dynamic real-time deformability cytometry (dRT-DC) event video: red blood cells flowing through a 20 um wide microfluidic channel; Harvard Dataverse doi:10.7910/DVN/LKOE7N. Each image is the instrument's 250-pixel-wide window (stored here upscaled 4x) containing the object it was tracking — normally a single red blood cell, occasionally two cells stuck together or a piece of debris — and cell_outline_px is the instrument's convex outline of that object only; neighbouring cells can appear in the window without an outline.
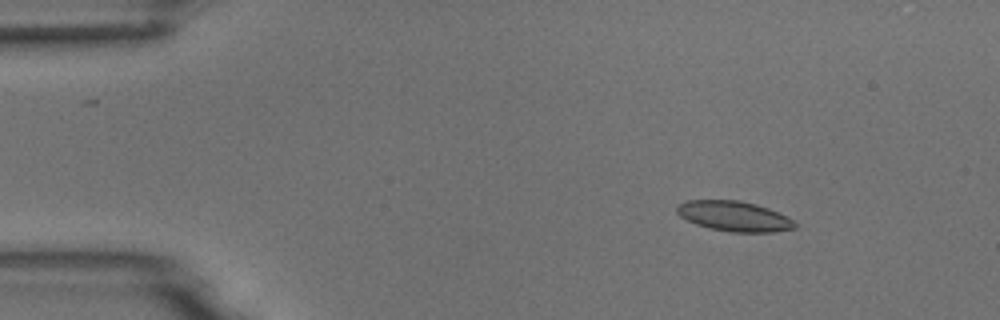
{"species": "common noctule bat (a hibernating species)", "species_latin": "Nyctalus noctula", "temperature_condition": "room temperature", "stored_images_in_passage": 3, "camera_frame_rate_fps": 3000, "um_per_image_px": 0.085, "animal": {"sex": "male", "body_mass_g": 18.8}, "frame": {"image": 1, "passage_image": 1, "time_ms": 0.0, "image_size_px": [1000, 320], "cell_outline_px": [[796, 228], [772, 232], [728, 232], [696, 224], [680, 216], [676, 212], [676, 204], [688, 200], [740, 200], [756, 204], [768, 208], [792, 220], [796, 224]], "centroid_in_image_um": [62.36, 18.37], "position_along_channel_um": 22.6, "area_um2": 20.58}}